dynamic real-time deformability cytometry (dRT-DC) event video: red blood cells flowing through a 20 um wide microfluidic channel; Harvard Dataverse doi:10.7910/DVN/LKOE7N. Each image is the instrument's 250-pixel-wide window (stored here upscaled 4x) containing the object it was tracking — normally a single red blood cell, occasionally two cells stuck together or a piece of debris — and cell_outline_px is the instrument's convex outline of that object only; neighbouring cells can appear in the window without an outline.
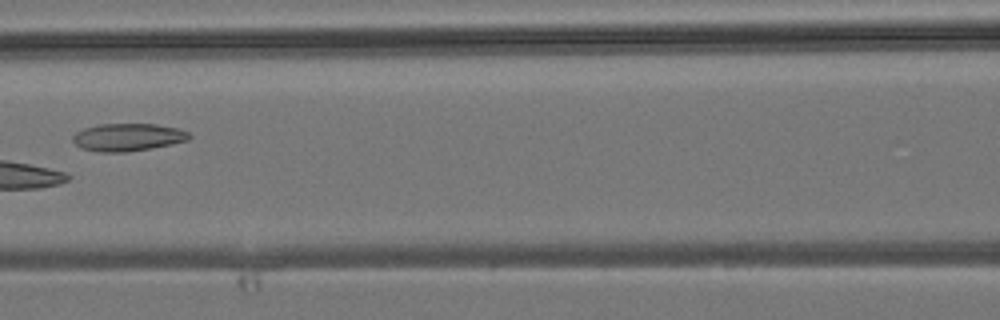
{"species": "common noctule bat (a hibernating species)", "species_latin": "Nyctalus noctula", "temperature_condition": "room temperature", "stored_images_in_passage": 5, "camera_frame_rate_fps": 3000, "um_per_image_px": 0.085, "animal": {"sex": "male", "body_mass_g": 19.2, "forearm_length_mm": 51.8}, "frame": {"image": 1, "passage_image": 5, "time_ms": 4.667, "image_size_px": [1000, 320], "cell_outline_px": [[192, 136], [188, 140], [172, 144], [124, 152], [96, 152], [80, 148], [72, 140], [72, 136], [76, 132], [84, 128], [100, 124], [156, 124], [176, 128], [188, 132]], "centroid_in_image_um": [10.83, 11.66], "position_along_channel_um": 155.8, "area_um2": 18.67}}